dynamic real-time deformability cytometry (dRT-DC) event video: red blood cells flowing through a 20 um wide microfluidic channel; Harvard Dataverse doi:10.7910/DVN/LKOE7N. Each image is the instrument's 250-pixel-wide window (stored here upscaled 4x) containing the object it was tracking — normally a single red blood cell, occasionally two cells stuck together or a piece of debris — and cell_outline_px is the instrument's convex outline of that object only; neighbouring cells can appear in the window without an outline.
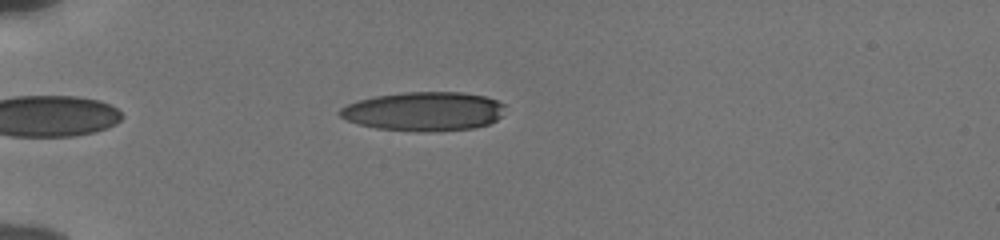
{"species": "human", "species_latin": "Homo sapiens", "temperature_condition": "cold", "stored_images_in_passage": 40, "camera_frame_rate_fps": 3000, "um_per_image_px": 0.085, "donor": {"sex": "male"}, "frame": {"image": 1, "passage_image": 6, "time_ms": 1.667, "image_size_px": [1000, 240], "cell_outline_px": [[504, 104], [500, 116], [496, 120], [488, 124], [472, 128], [424, 132], [416, 132], [376, 128], [360, 124], [348, 120], [340, 116], [336, 112], [340, 108], [348, 104], [360, 100], [376, 96], [404, 92], [460, 92], [484, 96], [496, 100]], "centroid_in_image_um": [36.0, 9.47], "position_along_channel_um": 49.0, "area_um2": 37.34}}
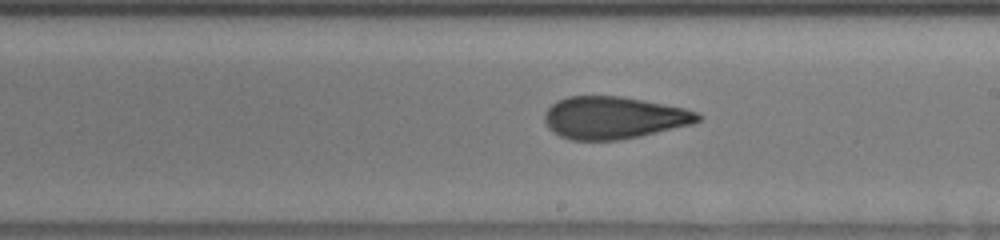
{"frame": {"image": 2, "passage_image": 23, "time_ms": 7.333, "image_size_px": [1000, 240], "cell_outline_px": [[704, 116], [700, 120], [692, 124], [640, 136], [616, 140], [572, 140], [560, 136], [552, 132], [548, 128], [544, 120], [544, 112], [556, 100], [568, 96], [620, 96], [684, 108], [696, 112]], "centroid_in_image_um": [52.13, 10.0], "position_along_channel_um": 236.9, "area_um2": 37.74}}
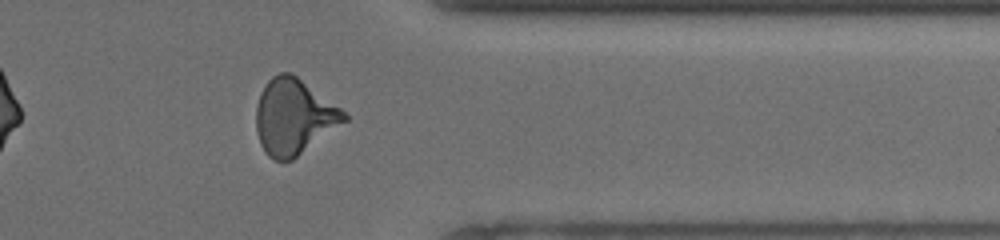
{"frame": {"image": 3, "passage_image": 35, "time_ms": 11.333, "image_size_px": [1000, 240], "cell_outline_px": [[348, 120], [292, 160], [276, 160], [268, 156], [264, 152], [260, 144], [256, 132], [256, 108], [260, 92], [264, 84], [272, 76], [280, 72], [292, 72], [340, 108], [348, 116]], "centroid_in_image_um": [24.94, 9.91], "position_along_channel_um": 386.5, "area_um2": 38.73}, "authors_computed_cell_mechanics": {"area_um2": 37.1654, "velocity_mm_per_s": 3.8636, "shape_relaxation_time_tau1_ms": 8.3472, "shape_relaxation_time_tau2_ms": 2.3183, "deformation_change_tau1": 0.2149, "deformation_change_tau2": 0.1131}}